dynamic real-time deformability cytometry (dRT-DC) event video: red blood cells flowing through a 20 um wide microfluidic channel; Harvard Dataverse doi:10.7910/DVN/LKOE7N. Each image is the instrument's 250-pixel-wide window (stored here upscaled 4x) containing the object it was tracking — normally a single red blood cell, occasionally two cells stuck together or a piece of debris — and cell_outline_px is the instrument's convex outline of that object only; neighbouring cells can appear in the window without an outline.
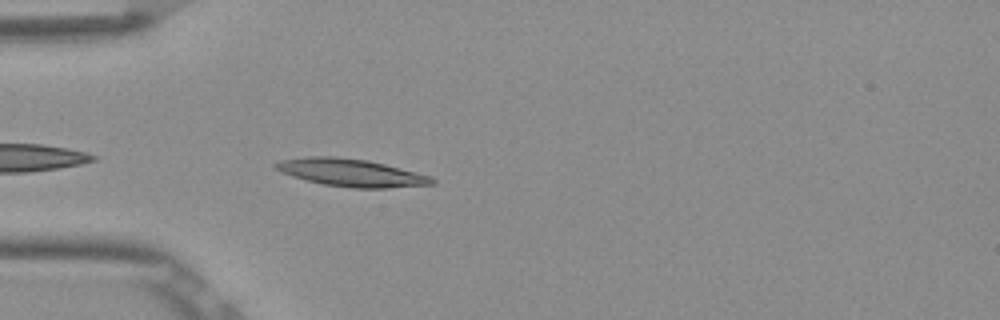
{"species": "Egyptian fruit bat (a non-hibernating species)", "species_latin": "Rousettus aegyptiacus", "temperature_condition": "room temperature", "stored_images_in_passage": 5, "camera_frame_rate_fps": 3000, "um_per_image_px": 0.085, "frame": {"image": 1, "passage_image": 5, "time_ms": 1.333, "image_size_px": [1000, 320], "cell_outline_px": [[436, 184], [388, 188], [352, 188], [324, 184], [292, 176], [280, 172], [272, 164], [280, 160], [308, 156], [332, 156], [368, 160], [432, 176], [436, 180]], "centroid_in_image_um": [29.86, 14.68], "position_along_channel_um": 55.1, "area_um2": 25.14}}